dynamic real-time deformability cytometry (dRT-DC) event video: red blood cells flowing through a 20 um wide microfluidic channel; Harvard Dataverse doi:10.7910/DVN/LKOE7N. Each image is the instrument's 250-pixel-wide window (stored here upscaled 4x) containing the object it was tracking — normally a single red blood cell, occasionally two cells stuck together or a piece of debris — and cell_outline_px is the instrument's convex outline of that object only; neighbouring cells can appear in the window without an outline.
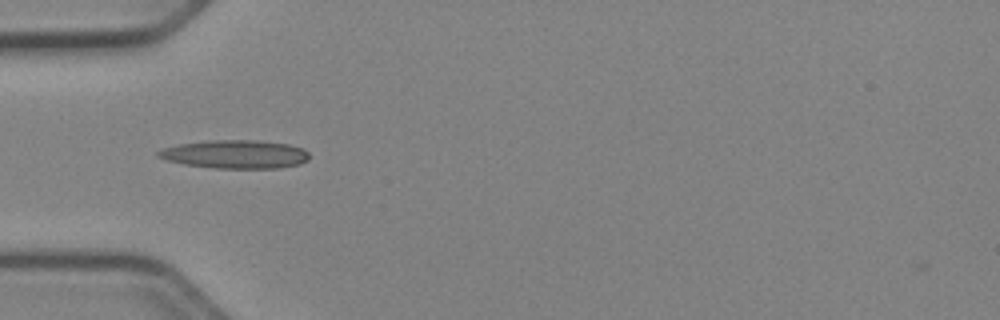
{"species": "Egyptian fruit bat (a non-hibernating species)", "species_latin": "Rousettus aegyptiacus", "temperature_condition": "cold", "stored_images_in_passage": 36, "camera_frame_rate_fps": 3000, "um_per_image_px": 0.085, "animal": {"sex": "female"}, "frame": {"image": 1, "passage_image": 1, "time_ms": 0.0, "image_size_px": [1000, 320], "cell_outline_px": [[308, 160], [300, 164], [276, 168], [216, 168], [184, 164], [168, 160], [156, 156], [156, 152], [160, 148], [180, 144], [208, 140], [256, 140], [288, 144], [304, 148], [308, 152]], "centroid_in_image_um": [19.98, 13.1], "position_along_channel_um": 65.0, "area_um2": 25.03}}
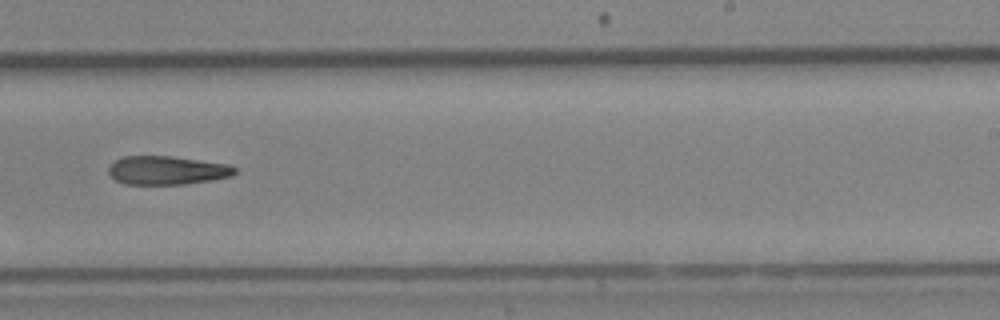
{"frame": {"image": 2, "passage_image": 17, "time_ms": 5.333, "image_size_px": [1000, 320], "cell_outline_px": [[236, 172], [232, 176], [212, 180], [184, 184], [124, 184], [116, 180], [108, 172], [108, 168], [116, 160], [124, 156], [172, 156], [228, 164], [236, 168]], "centroid_in_image_um": [14.21, 14.48], "position_along_channel_um": 274.8, "area_um2": 20.98}}
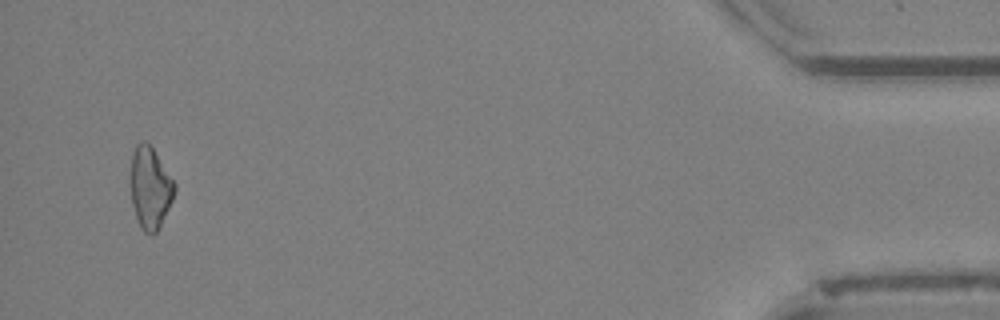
{"frame": {"image": 3, "passage_image": 34, "time_ms": 11.0, "image_size_px": [1000, 320], "cell_outline_px": [[176, 192], [156, 232], [152, 236], [144, 232], [140, 228], [132, 204], [128, 184], [128, 176], [132, 152], [136, 144], [144, 140], [148, 140], [176, 184]], "centroid_in_image_um": [12.71, 15.91], "position_along_channel_um": 422.5, "area_um2": 21.62}}